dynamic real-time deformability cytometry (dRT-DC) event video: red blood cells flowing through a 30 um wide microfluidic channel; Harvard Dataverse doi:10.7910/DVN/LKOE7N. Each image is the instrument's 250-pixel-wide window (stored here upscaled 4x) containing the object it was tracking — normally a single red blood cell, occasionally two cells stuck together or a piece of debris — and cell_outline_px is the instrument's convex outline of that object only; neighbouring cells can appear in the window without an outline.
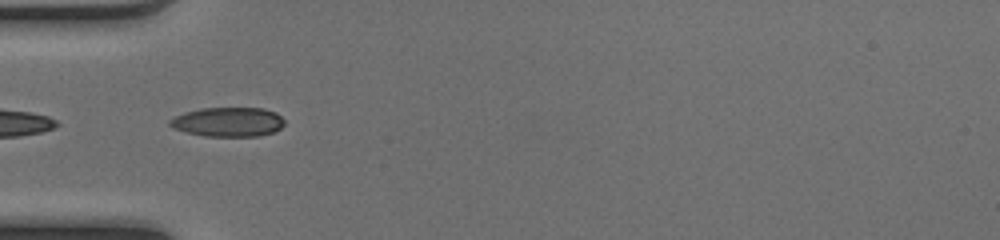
{"species": "common noctule bat (a hibernating species)", "species_latin": "Nyctalus noctula", "temperature_condition": "cold", "stored_images_in_passage": 35, "camera_frame_rate_fps": 3000, "um_per_image_px": 0.085, "animal": {"sex": "female", "body_mass_g": 17.0, "forearm_length_mm": 48.0}, "frame": {"image": 1, "passage_image": 2, "time_ms": 0.333, "image_size_px": [1000, 240], "cell_outline_px": [[284, 124], [280, 128], [272, 132], [260, 136], [204, 136], [172, 128], [168, 124], [168, 120], [184, 112], [200, 108], [264, 108], [276, 112], [284, 120]], "centroid_in_image_um": [19.37, 10.36], "position_along_channel_um": 65.6, "area_um2": 19.65}}
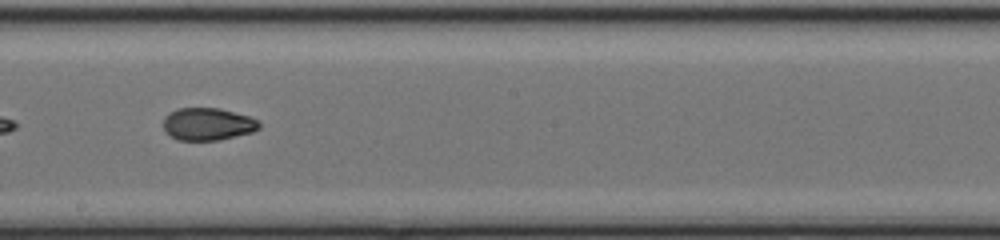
{"frame": {"image": 2, "passage_image": 14, "time_ms": 4.333, "image_size_px": [1000, 240], "cell_outline_px": [[260, 128], [252, 132], [216, 140], [176, 140], [168, 136], [164, 132], [164, 116], [168, 112], [180, 108], [220, 108], [248, 116], [256, 120], [260, 124]], "centroid_in_image_um": [17.6, 10.55], "position_along_channel_um": 230.6, "area_um2": 18.15}}
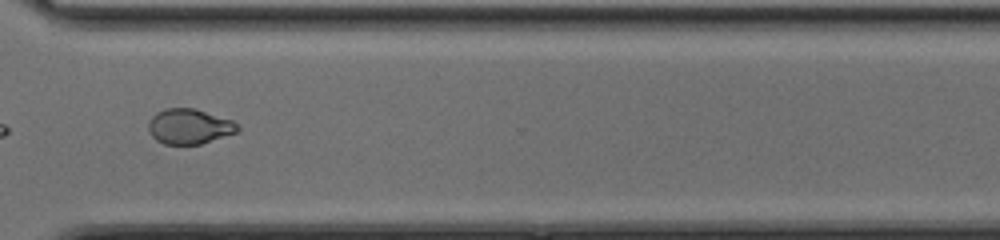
{"frame": {"image": 3, "passage_image": 23, "time_ms": 7.333, "image_size_px": [1000, 240], "cell_outline_px": [[240, 128], [236, 132], [200, 144], [164, 144], [156, 140], [148, 132], [148, 124], [152, 116], [156, 112], [164, 108], [192, 108], [232, 120]], "centroid_in_image_um": [16.04, 10.74], "position_along_channel_um": 354.6, "area_um2": 18.09}, "authors_computed_cell_mechanics": {"area_um2": 19.0162, "velocity_mm_per_s": 4.1332, "shape_relaxation_time_tau1_ms": 7.2556, "shape_relaxation_time_tau2_ms": 2.254, "deformation_change_tau1": 0.2053, "deformation_change_tau2": 0.0572}}